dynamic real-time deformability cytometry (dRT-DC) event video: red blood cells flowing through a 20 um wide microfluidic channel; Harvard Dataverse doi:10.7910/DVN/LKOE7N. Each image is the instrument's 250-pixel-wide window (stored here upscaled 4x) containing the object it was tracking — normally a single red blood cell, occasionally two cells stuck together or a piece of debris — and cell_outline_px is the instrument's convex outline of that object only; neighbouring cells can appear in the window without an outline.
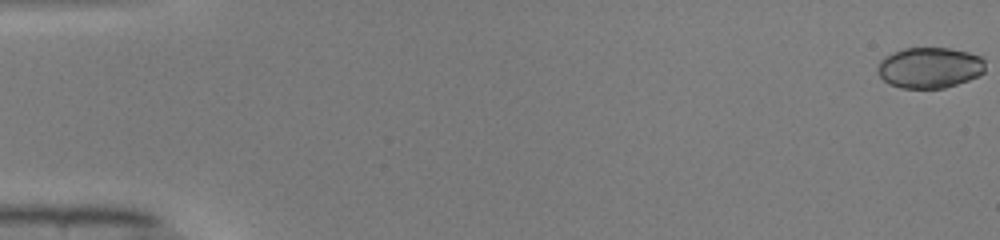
{"species": "common noctule bat (a hibernating species)", "species_latin": "Nyctalus noctula", "temperature_condition": "warm", "stored_images_in_passage": 44, "camera_frame_rate_fps": 3000, "um_per_image_px": 0.085, "animal": {"sex": "male", "body_mass_g": 19.0, "forearm_length_mm": 50.8}, "frame": {"image": 1, "passage_image": 1, "time_ms": 0.0, "image_size_px": [1000, 240], "cell_outline_px": [[984, 72], [980, 76], [944, 88], [900, 88], [888, 84], [880, 76], [876, 68], [880, 60], [884, 56], [892, 52], [904, 48], [948, 48], [968, 52], [980, 56], [984, 60]], "centroid_in_image_um": [78.99, 5.75], "position_along_channel_um": 6.0, "area_um2": 25.78}}
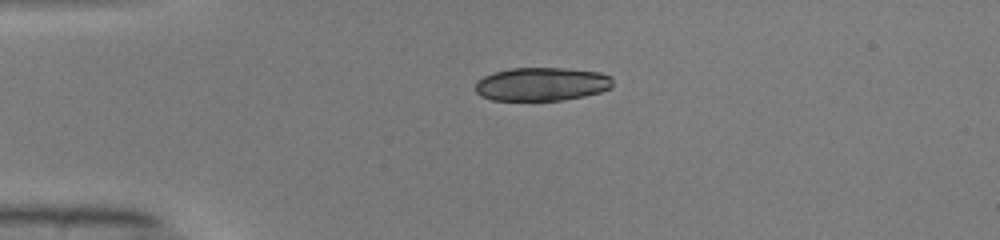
{"frame": {"image": 2, "passage_image": 13, "time_ms": 4.0, "image_size_px": [1000, 240], "cell_outline_px": [[612, 88], [600, 92], [584, 96], [564, 100], [492, 100], [480, 96], [476, 92], [476, 80], [484, 76], [496, 72], [512, 68], [564, 68], [600, 72], [612, 76]], "centroid_in_image_um": [46.06, 7.15], "position_along_channel_um": 38.9, "area_um2": 26.88}}
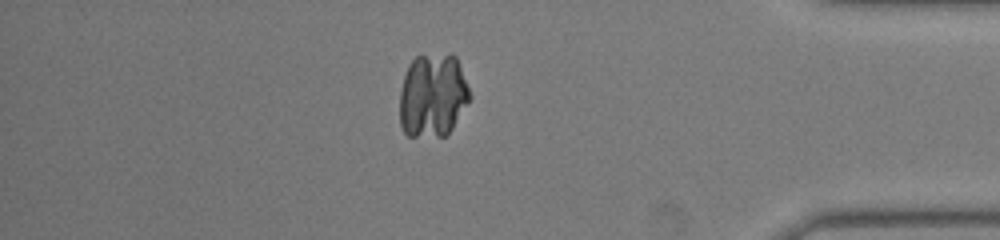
{"frame": {"image": 3, "passage_image": 44, "time_ms": 14.333, "image_size_px": [1000, 240], "cell_outline_px": [[472, 96], [452, 128], [444, 136], [408, 136], [404, 132], [400, 124], [400, 92], [404, 76], [408, 64], [416, 56], [452, 52], [456, 56]], "centroid_in_image_um": [36.78, 8.09], "position_along_channel_um": 398.4, "area_um2": 34.45}}